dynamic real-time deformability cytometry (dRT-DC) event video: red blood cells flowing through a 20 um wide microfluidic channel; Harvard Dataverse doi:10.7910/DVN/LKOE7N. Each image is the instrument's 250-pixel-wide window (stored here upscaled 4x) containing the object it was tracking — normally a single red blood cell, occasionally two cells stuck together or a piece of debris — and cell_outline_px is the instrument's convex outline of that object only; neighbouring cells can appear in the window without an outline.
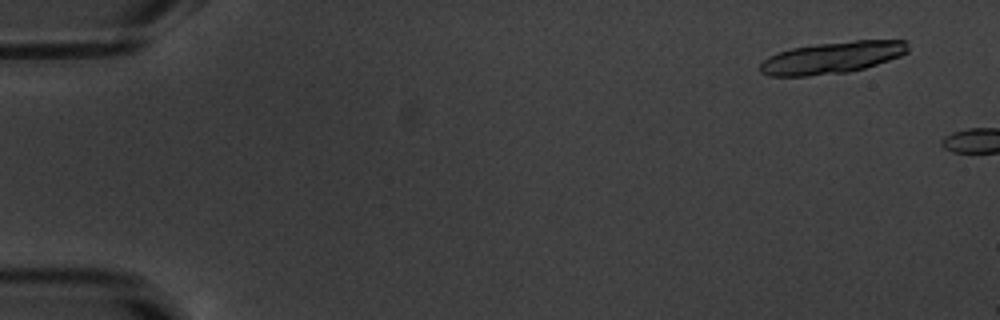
{"species": "common noctule bat (a hibernating species)", "species_latin": "Nyctalus noctula", "temperature_condition": "warm", "stored_images_in_passage": 7, "camera_frame_rate_fps": 3000, "um_per_image_px": 0.085, "animal": {"sex": "male", "body_mass_g": 20.1, "forearm_length_mm": 53.5}, "frame": {"image": 1, "passage_image": 4, "time_ms": 1.0, "image_size_px": [1000, 320], "cell_outline_px": [[908, 52], [900, 56], [864, 68], [848, 72], [808, 76], [772, 76], [760, 72], [760, 64], [768, 56], [792, 48], [816, 44], [856, 40], [908, 40]], "centroid_in_image_um": [70.75, 4.89], "position_along_channel_um": 14.3, "area_um2": 27.28}}